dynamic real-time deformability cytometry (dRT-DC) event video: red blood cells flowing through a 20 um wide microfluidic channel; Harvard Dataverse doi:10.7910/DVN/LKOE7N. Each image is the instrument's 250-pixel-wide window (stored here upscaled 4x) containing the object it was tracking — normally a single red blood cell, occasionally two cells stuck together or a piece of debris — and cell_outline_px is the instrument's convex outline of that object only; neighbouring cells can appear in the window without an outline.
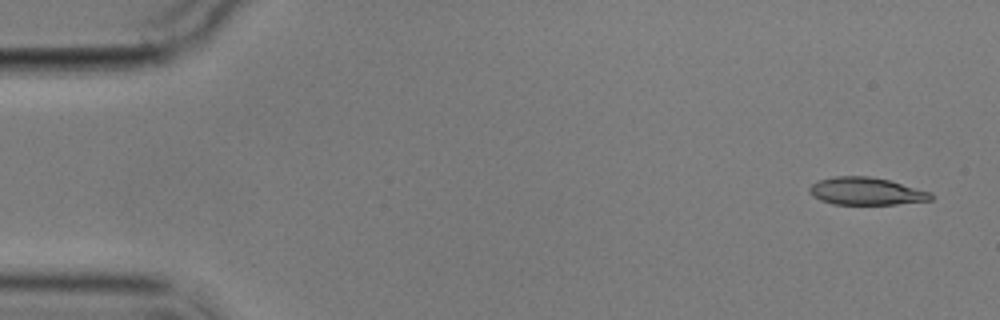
{"species": "common noctule bat (a hibernating species)", "species_latin": "Nyctalus noctula", "temperature_condition": "cold", "stored_images_in_passage": 8, "camera_frame_rate_fps": 3000, "um_per_image_px": 0.085, "animal": {"sex": "male", "body_mass_g": 17.9}, "frame": {"image": 1, "passage_image": 1, "time_ms": 0.0, "image_size_px": [1000, 320], "cell_outline_px": [[932, 200], [896, 204], [832, 204], [820, 200], [812, 196], [808, 192], [808, 188], [816, 180], [832, 176], [868, 176], [888, 180], [932, 192]], "centroid_in_image_um": [73.57, 16.25], "position_along_channel_um": 11.4, "area_um2": 19.59}}
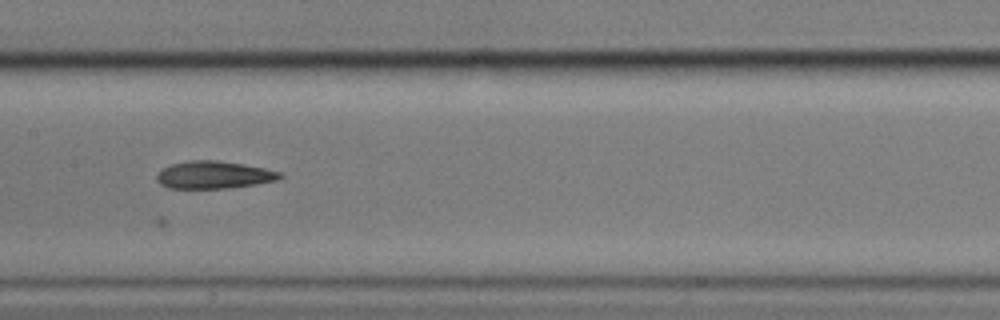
{"frame": {"image": 2, "passage_image": 8, "time_ms": 8.333, "image_size_px": [1000, 320], "cell_outline_px": [[284, 176], [276, 180], [252, 184], [224, 188], [168, 188], [160, 184], [156, 180], [156, 176], [164, 168], [172, 164], [188, 160], [216, 160], [244, 164], [284, 172]], "centroid_in_image_um": [18.18, 14.85], "position_along_channel_um": 189.2, "area_um2": 19.59}}